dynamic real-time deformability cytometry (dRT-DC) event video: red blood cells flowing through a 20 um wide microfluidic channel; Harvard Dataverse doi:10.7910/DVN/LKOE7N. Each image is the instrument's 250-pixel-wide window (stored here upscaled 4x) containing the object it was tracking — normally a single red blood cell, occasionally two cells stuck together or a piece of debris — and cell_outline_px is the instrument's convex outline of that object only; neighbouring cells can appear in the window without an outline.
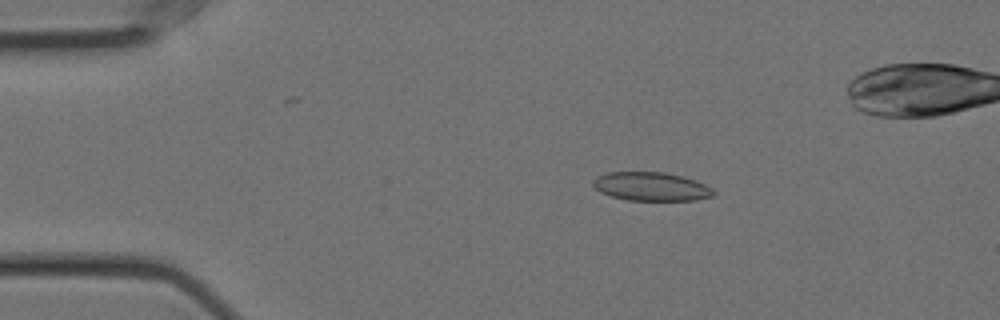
{"species": "Egyptian fruit bat (a non-hibernating species)", "species_latin": "Rousettus aegyptiacus", "temperature_condition": "cold", "stored_images_in_passage": 56, "camera_frame_rate_fps": 3000, "um_per_image_px": 0.085, "animal": {"sex": "female"}, "frame": {"image": 1, "passage_image": 9, "time_ms": 2.667, "image_size_px": [1000, 320], "cell_outline_px": [[716, 196], [696, 200], [628, 200], [612, 196], [600, 192], [592, 184], [592, 180], [596, 176], [608, 172], [664, 172], [696, 180], [712, 188], [716, 192]], "centroid_in_image_um": [55.37, 15.85], "position_along_channel_um": 29.6, "area_um2": 20.17}}
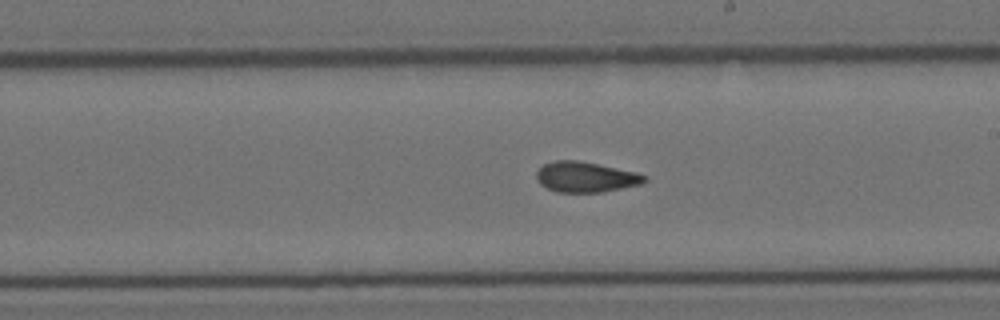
{"frame": {"image": 2, "passage_image": 31, "time_ms": 10.0, "image_size_px": [1000, 320], "cell_outline_px": [[648, 180], [640, 184], [604, 192], [556, 192], [540, 184], [536, 180], [536, 172], [544, 164], [556, 160], [576, 160], [636, 172], [648, 176]], "centroid_in_image_um": [49.78, 15.05], "position_along_channel_um": 239.2, "area_um2": 19.07}}
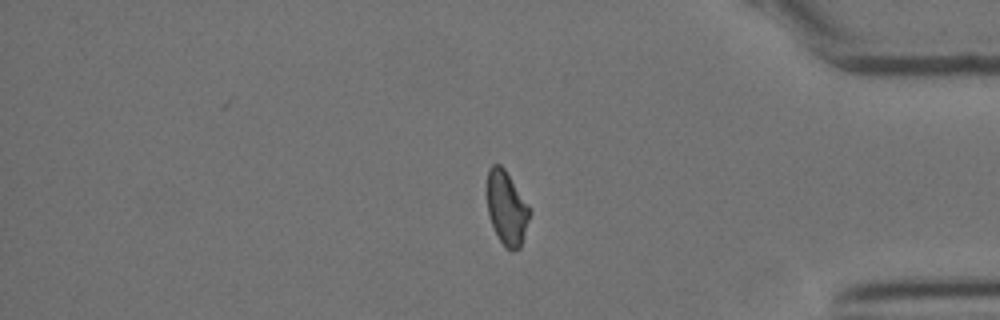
{"frame": {"image": 3, "passage_image": 46, "time_ms": 15.0, "image_size_px": [1000, 320], "cell_outline_px": [[532, 212], [520, 248], [512, 252], [500, 240], [492, 224], [488, 212], [488, 168], [492, 164], [500, 164], [504, 168], [528, 204]], "centroid_in_image_um": [43.1, 17.68], "position_along_channel_um": 392.1, "area_um2": 18.09}, "authors_computed_cell_mechanics": {"area_um2": 19.2474, "velocity_mm_per_s": 3.5667, "shape_relaxation_time_tau1_ms": null, "shape_relaxation_time_tau2_ms": 2.0129, "deformation_change_tau1": null, "deformation_change_tau2": 0.0789}}